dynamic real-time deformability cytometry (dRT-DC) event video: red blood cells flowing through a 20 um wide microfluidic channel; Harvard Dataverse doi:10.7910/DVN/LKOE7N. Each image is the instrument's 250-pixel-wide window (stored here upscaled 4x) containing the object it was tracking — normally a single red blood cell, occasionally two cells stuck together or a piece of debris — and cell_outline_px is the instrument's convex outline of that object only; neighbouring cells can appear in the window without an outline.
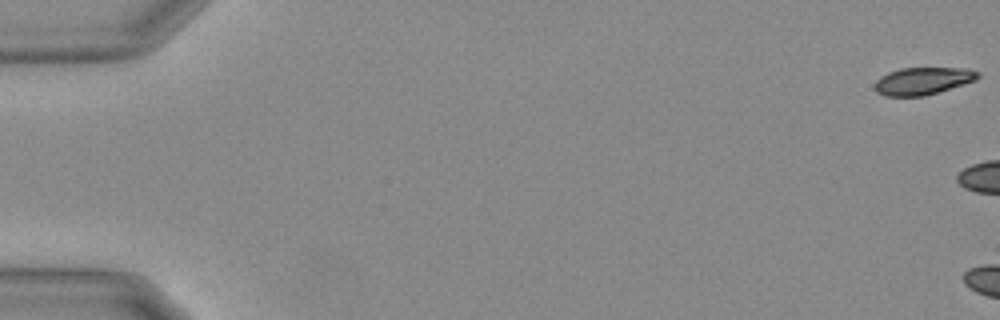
{"species": "Egyptian fruit bat (a non-hibernating species)", "species_latin": "Rousettus aegyptiacus", "temperature_condition": "warm", "stored_images_in_passage": 5, "camera_frame_rate_fps": 3000, "um_per_image_px": 0.085, "animal": {"sex": "female"}, "frame": {"image": 1, "passage_image": 1, "time_ms": 0.0, "image_size_px": [1000, 320], "cell_outline_px": [[980, 76], [976, 80], [964, 84], [924, 96], [884, 96], [876, 92], [876, 80], [880, 76], [888, 72], [900, 68], [968, 68], [980, 72]], "centroid_in_image_um": [78.45, 6.87], "position_along_channel_um": 6.5, "area_um2": 16.47}}